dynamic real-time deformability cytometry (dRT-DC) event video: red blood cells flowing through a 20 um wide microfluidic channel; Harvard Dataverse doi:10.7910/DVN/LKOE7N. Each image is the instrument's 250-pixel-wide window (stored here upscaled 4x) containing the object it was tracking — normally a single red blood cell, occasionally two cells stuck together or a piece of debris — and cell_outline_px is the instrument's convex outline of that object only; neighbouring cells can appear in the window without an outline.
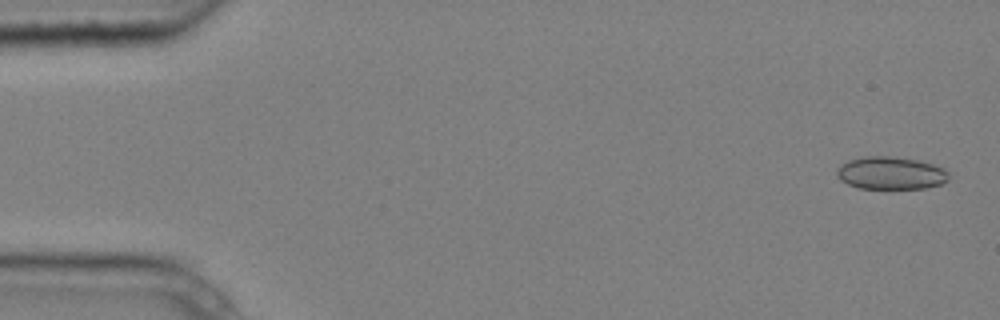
{"species": "common noctule bat (a hibernating species)", "species_latin": "Nyctalus noctula", "temperature_condition": "cold", "stored_images_in_passage": 9, "camera_frame_rate_fps": 3000, "um_per_image_px": 0.085, "animal": {"sex": "male", "body_mass_g": 20.4}, "frame": {"image": 1, "passage_image": 1, "time_ms": 0.0, "image_size_px": [1000, 320], "cell_outline_px": [[948, 180], [940, 184], [924, 188], [856, 188], [840, 180], [836, 176], [836, 168], [840, 164], [848, 160], [864, 156], [896, 156], [920, 160], [944, 168], [948, 172]], "centroid_in_image_um": [75.68, 14.69], "position_along_channel_um": 9.3, "area_um2": 21.56}}
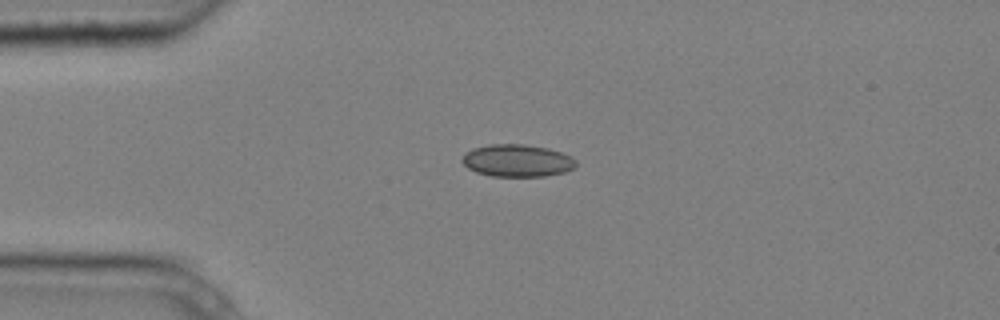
{"frame": {"image": 2, "passage_image": 3, "time_ms": 0.667, "image_size_px": [1000, 320], "cell_outline_px": [[576, 164], [572, 168], [564, 172], [544, 176], [492, 176], [476, 172], [468, 168], [460, 160], [472, 148], [488, 144], [524, 144], [548, 148], [572, 156], [576, 160]], "centroid_in_image_um": [43.96, 13.64], "position_along_channel_um": 41.0, "area_um2": 21.39}}
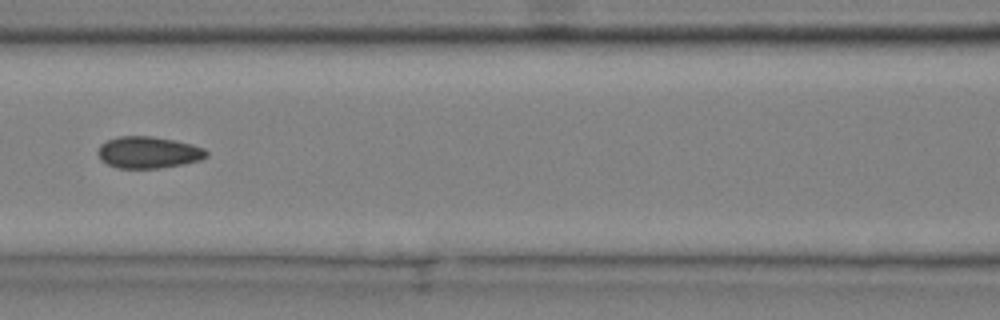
{"frame": {"image": 3, "passage_image": 6, "time_ms": 1.667, "image_size_px": [1000, 320], "cell_outline_px": [[208, 156], [200, 160], [184, 164], [160, 168], [116, 168], [100, 160], [96, 152], [100, 144], [108, 140], [120, 136], [152, 136], [176, 140], [192, 144], [204, 148], [208, 152]], "centroid_in_image_um": [12.61, 12.95], "position_along_channel_um": 154.0, "area_um2": 20.29}}